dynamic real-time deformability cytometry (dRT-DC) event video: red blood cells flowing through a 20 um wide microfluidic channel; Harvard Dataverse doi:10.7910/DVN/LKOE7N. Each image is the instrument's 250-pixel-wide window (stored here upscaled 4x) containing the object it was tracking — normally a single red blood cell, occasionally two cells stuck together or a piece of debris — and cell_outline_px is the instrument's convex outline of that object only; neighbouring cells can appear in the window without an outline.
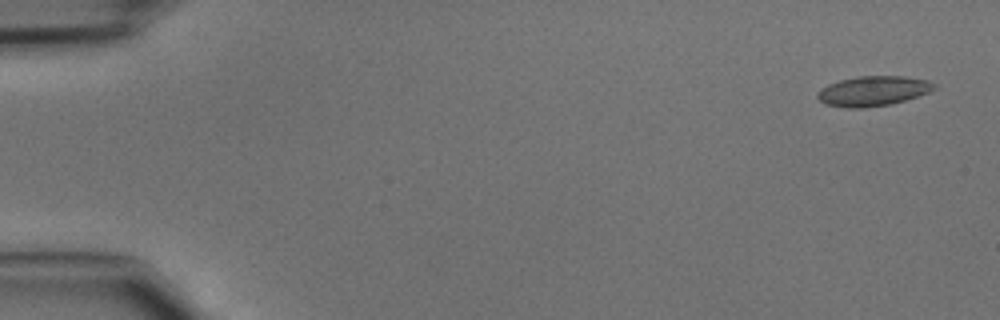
{"species": "common noctule bat (a hibernating species)", "species_latin": "Nyctalus noctula", "temperature_condition": "cold", "stored_images_in_passage": 46, "camera_frame_rate_fps": 3000, "um_per_image_px": 0.085, "animal": {"sex": "male", "body_mass_g": 15.6}, "frame": {"image": 1, "passage_image": 2, "time_ms": 0.333, "image_size_px": [1000, 320], "cell_outline_px": [[936, 88], [928, 92], [904, 100], [888, 104], [864, 108], [848, 108], [824, 104], [816, 96], [816, 92], [820, 88], [828, 84], [840, 80], [860, 76], [904, 76], [928, 80], [936, 84]], "centroid_in_image_um": [74.17, 7.73], "position_along_channel_um": 10.8, "area_um2": 20.29}}
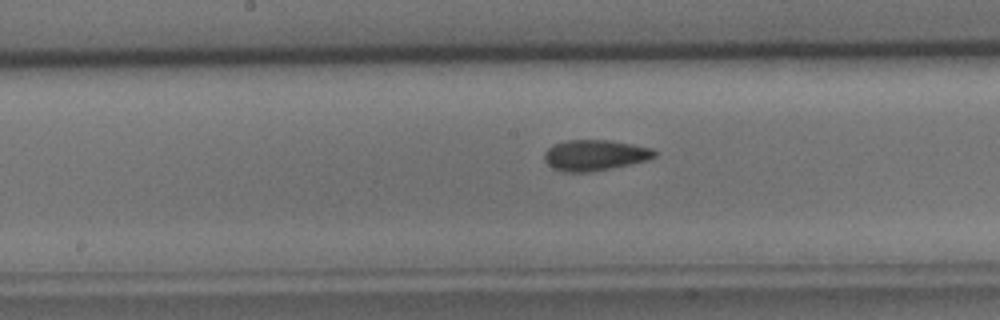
{"frame": {"image": 2, "passage_image": 24, "time_ms": 7.667, "image_size_px": [1000, 320], "cell_outline_px": [[660, 152], [656, 156], [648, 160], [632, 164], [592, 172], [564, 172], [552, 168], [544, 160], [544, 152], [552, 144], [568, 140], [612, 140], [652, 148]], "centroid_in_image_um": [50.58, 13.19], "position_along_channel_um": 197.6, "area_um2": 20.11}}
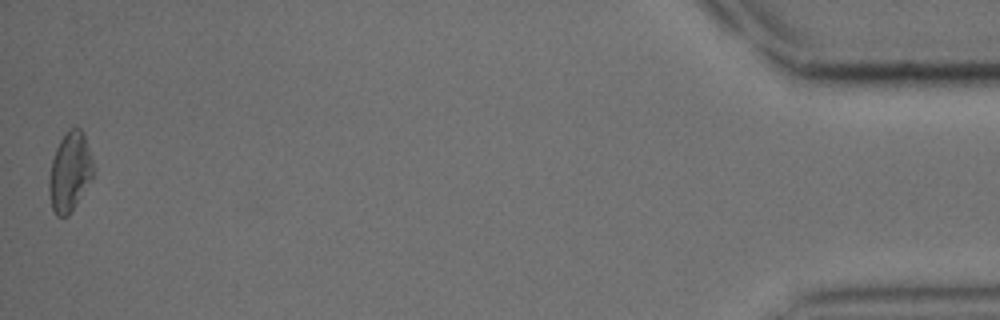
{"frame": {"image": 3, "passage_image": 46, "time_ms": 15.0, "image_size_px": [1000, 320], "cell_outline_px": [[92, 176], [72, 212], [68, 216], [56, 216], [52, 208], [48, 192], [48, 176], [52, 160], [56, 148], [60, 140], [68, 128], [80, 128], [84, 132], [92, 160]], "centroid_in_image_um": [5.9, 14.61], "position_along_channel_um": 429.3, "area_um2": 20.35}}